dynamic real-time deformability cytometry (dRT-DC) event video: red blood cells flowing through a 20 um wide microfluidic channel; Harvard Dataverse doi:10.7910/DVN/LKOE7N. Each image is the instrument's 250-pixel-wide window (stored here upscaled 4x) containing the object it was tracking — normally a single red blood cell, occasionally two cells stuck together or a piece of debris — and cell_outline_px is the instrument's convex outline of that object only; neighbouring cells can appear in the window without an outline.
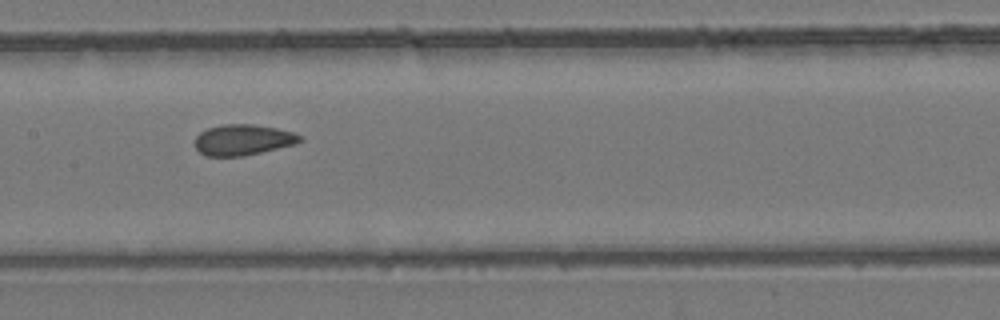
{"species": "common noctule bat (a hibernating species)", "species_latin": "Nyctalus noctula", "temperature_condition": "room temperature", "stored_images_in_passage": 8, "camera_frame_rate_fps": 3000, "um_per_image_px": 0.085, "animal": {"sex": "female", "body_mass_g": 24.6, "forearm_length_mm": 56.2}, "frame": {"image": 1, "passage_image": 5, "time_ms": 5.333, "image_size_px": [1000, 320], "cell_outline_px": [[304, 140], [296, 144], [244, 156], [208, 156], [200, 152], [196, 148], [196, 136], [200, 132], [208, 128], [224, 124], [252, 124], [276, 128], [292, 132], [300, 136]], "centroid_in_image_um": [20.66, 11.89], "position_along_channel_um": 186.7, "area_um2": 18.73}}
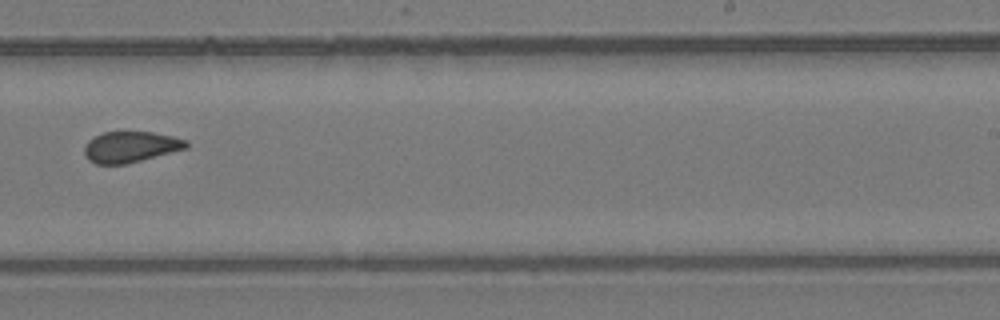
{"frame": {"image": 2, "passage_image": 7, "time_ms": 7.667, "image_size_px": [1000, 320], "cell_outline_px": [[188, 148], [124, 164], [96, 164], [88, 160], [84, 156], [84, 148], [88, 140], [104, 132], [152, 132], [172, 136], [188, 140]], "centroid_in_image_um": [11.09, 12.48], "position_along_channel_um": 277.9, "area_um2": 18.26}}
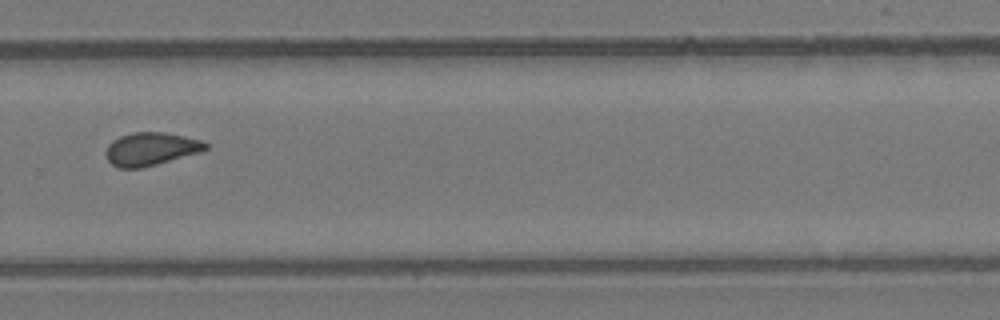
{"frame": {"image": 3, "passage_image": 8, "time_ms": 8.667, "image_size_px": [1000, 320], "cell_outline_px": [[208, 148], [200, 152], [156, 164], [140, 168], [120, 168], [112, 164], [108, 160], [104, 152], [108, 144], [112, 140], [120, 136], [132, 132], [164, 132], [184, 136], [200, 140], [208, 144]], "centroid_in_image_um": [12.79, 12.65], "position_along_channel_um": 317.0, "area_um2": 19.13}}